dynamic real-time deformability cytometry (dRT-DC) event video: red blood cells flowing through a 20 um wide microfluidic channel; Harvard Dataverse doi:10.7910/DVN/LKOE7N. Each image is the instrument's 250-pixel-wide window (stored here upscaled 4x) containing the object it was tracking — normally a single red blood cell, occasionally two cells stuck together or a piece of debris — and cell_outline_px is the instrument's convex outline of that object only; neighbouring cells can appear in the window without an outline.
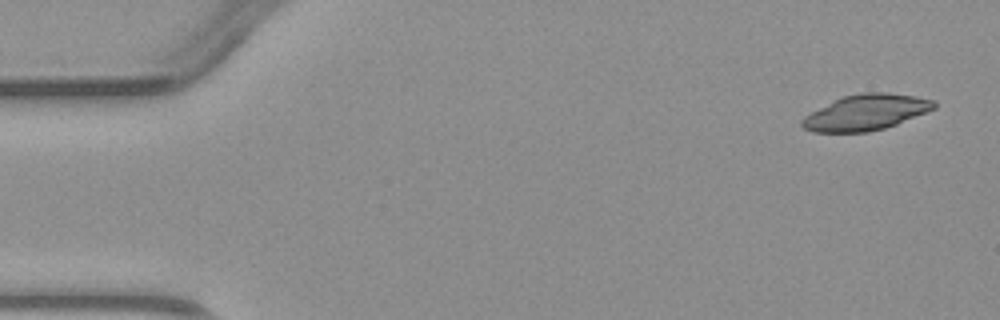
{"species": "common noctule bat (a hibernating species)", "species_latin": "Nyctalus noctula", "temperature_condition": "warm", "stored_images_in_passage": 5, "camera_frame_rate_fps": 3000, "um_per_image_px": 0.085, "animal": {"sex": "male", "body_mass_g": 23.1, "forearm_length_mm": 52.7}, "frame": {"image": 1, "passage_image": 1, "time_ms": 0.0, "image_size_px": [1000, 320], "cell_outline_px": [[936, 108], [896, 124], [884, 128], [868, 132], [812, 132], [804, 128], [800, 124], [800, 120], [804, 116], [844, 96], [860, 92], [888, 92], [916, 96], [936, 100]], "centroid_in_image_um": [73.63, 9.55], "position_along_channel_um": 11.4, "area_um2": 27.34}}